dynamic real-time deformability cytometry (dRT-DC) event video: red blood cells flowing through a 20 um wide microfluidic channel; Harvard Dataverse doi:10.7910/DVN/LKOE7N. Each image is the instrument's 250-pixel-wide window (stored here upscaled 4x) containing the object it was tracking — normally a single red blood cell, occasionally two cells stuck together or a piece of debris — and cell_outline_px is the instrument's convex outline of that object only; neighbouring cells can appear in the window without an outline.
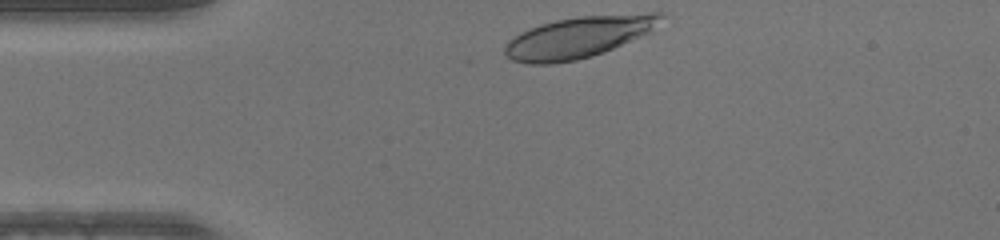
{"species": "human", "species_latin": "Homo sapiens", "temperature_condition": "warm", "stored_images_in_passage": 31, "camera_frame_rate_fps": 3000, "um_per_image_px": 0.085, "donor": {"sex": "male"}, "frame": {"image": 1, "passage_image": 1, "time_ms": 0.0, "image_size_px": [1000, 240], "cell_outline_px": [[664, 16], [652, 32], [604, 52], [592, 56], [576, 60], [552, 64], [528, 64], [512, 60], [504, 52], [504, 44], [508, 40], [520, 32], [528, 28], [540, 24], [556, 20], [580, 16], [648, 12], [664, 12]], "centroid_in_image_um": [49.2, 3.15], "position_along_channel_um": 35.8, "area_um2": 38.03}}
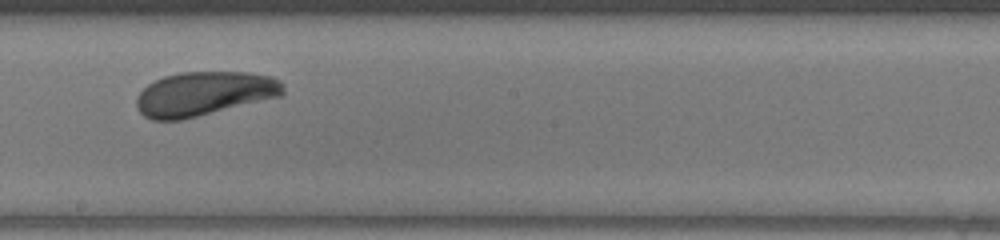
{"frame": {"image": 2, "passage_image": 18, "time_ms": 5.667, "image_size_px": [1000, 240], "cell_outline_px": [[284, 96], [180, 120], [152, 120], [144, 116], [136, 108], [136, 96], [148, 84], [164, 76], [180, 72], [248, 72], [272, 76], [280, 80], [284, 84]], "centroid_in_image_um": [17.38, 7.96], "position_along_channel_um": 230.8, "area_um2": 38.03}}
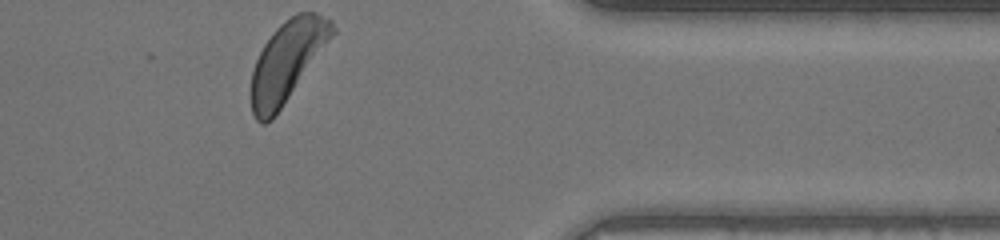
{"frame": {"image": 3, "passage_image": 31, "time_ms": 10.0, "image_size_px": [1000, 240], "cell_outline_px": [[336, 32], [272, 120], [264, 124], [260, 124], [256, 120], [252, 112], [252, 72], [256, 60], [264, 44], [272, 32], [284, 20], [296, 12], [316, 12], [332, 20], [336, 28]], "centroid_in_image_um": [24.43, 5.17], "position_along_channel_um": 387.0, "area_um2": 37.63}}